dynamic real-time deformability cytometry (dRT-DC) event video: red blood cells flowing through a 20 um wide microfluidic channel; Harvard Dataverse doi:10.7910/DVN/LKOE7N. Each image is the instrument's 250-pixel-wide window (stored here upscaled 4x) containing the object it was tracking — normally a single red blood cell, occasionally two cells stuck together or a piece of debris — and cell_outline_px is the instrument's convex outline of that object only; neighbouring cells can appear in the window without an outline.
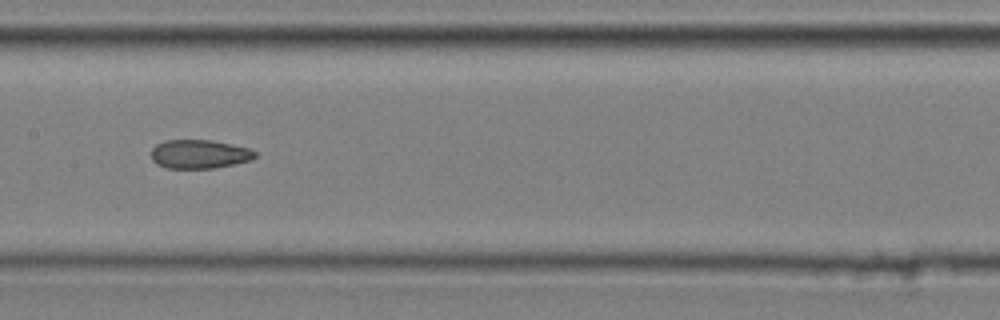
{"species": "common noctule bat (a hibernating species)", "species_latin": "Nyctalus noctula", "temperature_condition": "cold", "stored_images_in_passage": 9, "camera_frame_rate_fps": 3000, "um_per_image_px": 0.085, "animal": {"sex": "male", "body_mass_g": 20.4}, "frame": {"image": 1, "passage_image": 6, "time_ms": 1.667, "image_size_px": [1000, 320], "cell_outline_px": [[256, 156], [252, 160], [216, 168], [168, 168], [156, 164], [152, 160], [152, 148], [156, 144], [164, 140], [212, 140], [232, 144], [248, 148], [256, 152]], "centroid_in_image_um": [16.95, 13.1], "position_along_channel_um": 190.5, "area_um2": 17.51}}
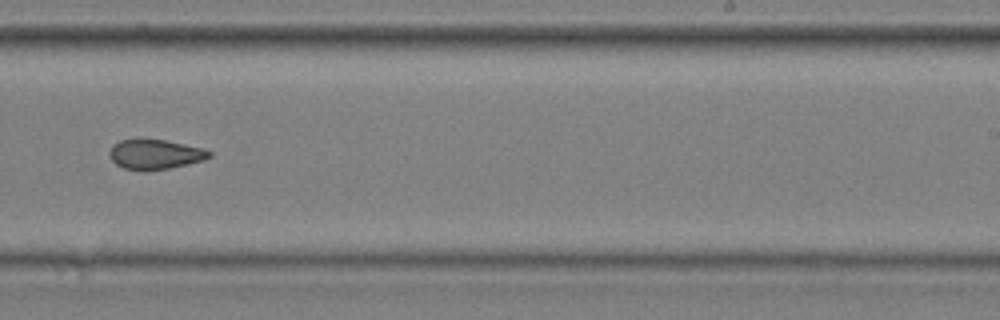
{"frame": {"image": 2, "passage_image": 8, "time_ms": 2.333, "image_size_px": [1000, 320], "cell_outline_px": [[212, 156], [204, 160], [188, 164], [168, 168], [144, 172], [124, 168], [116, 164], [112, 160], [108, 152], [112, 144], [120, 140], [164, 140], [204, 148], [212, 152]], "centroid_in_image_um": [13.18, 13.14], "position_along_channel_um": 275.8, "area_um2": 17.4}}
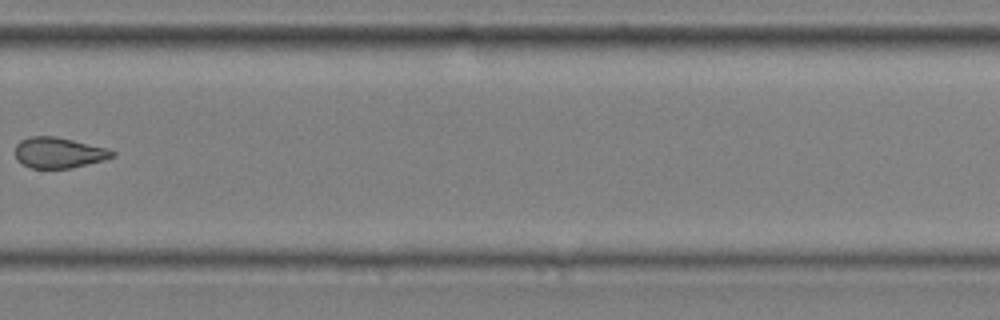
{"frame": {"image": 3, "passage_image": 9, "time_ms": 2.667, "image_size_px": [1000, 320], "cell_outline_px": [[116, 156], [104, 160], [72, 168], [28, 168], [16, 160], [16, 144], [20, 140], [28, 136], [56, 136], [108, 148], [116, 152]], "centroid_in_image_um": [5.0, 12.98], "position_along_channel_um": 324.8, "area_um2": 17.63}}